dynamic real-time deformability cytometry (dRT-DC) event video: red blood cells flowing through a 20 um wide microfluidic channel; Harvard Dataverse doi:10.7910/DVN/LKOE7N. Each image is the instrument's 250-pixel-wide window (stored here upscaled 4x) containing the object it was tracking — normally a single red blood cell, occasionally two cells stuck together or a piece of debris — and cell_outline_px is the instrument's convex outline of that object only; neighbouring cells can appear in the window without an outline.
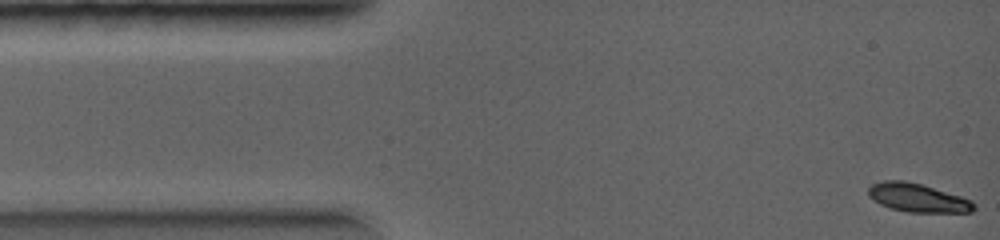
{"species": "common noctule bat (a hibernating species)", "species_latin": "Nyctalus noctula", "temperature_condition": "warm", "stored_images_in_passage": 16, "camera_frame_rate_fps": 5000, "um_per_image_px": 0.085, "animal": {"sex": "female", "body_mass_g": 19.0, "forearm_length_mm": 56.7}, "frame": {"image": 1, "passage_image": 1, "time_ms": 0.0, "image_size_px": [1000, 240], "cell_outline_px": [[976, 208], [972, 212], [908, 212], [888, 208], [880, 204], [868, 196], [868, 188], [872, 184], [884, 180], [904, 180], [920, 184], [960, 196], [972, 200], [976, 204]], "centroid_in_image_um": [77.99, 16.82], "position_along_channel_um": 7.0, "area_um2": 17.57}}
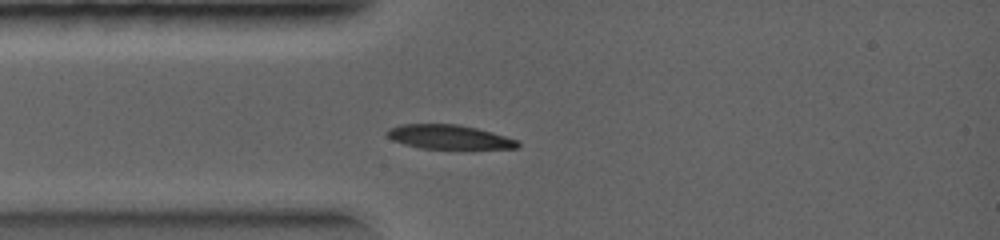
{"frame": {"image": 2, "passage_image": 6, "time_ms": 2.0, "image_size_px": [1000, 240], "cell_outline_px": [[520, 148], [420, 148], [404, 144], [392, 140], [388, 136], [388, 128], [400, 124], [460, 124], [492, 132], [516, 140], [520, 144]], "centroid_in_image_um": [38.14, 11.63], "position_along_channel_um": 46.9, "area_um2": 18.15}}
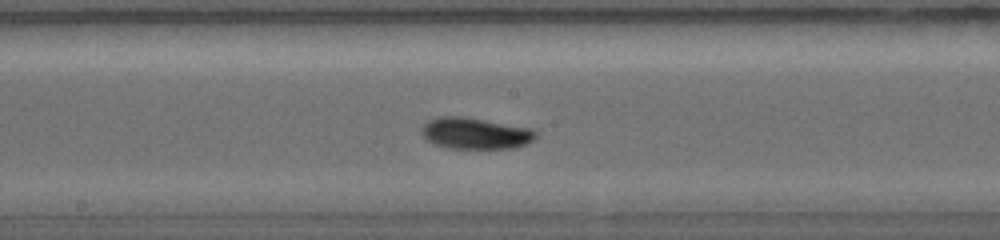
{"frame": {"image": 3, "passage_image": 13, "time_ms": 4.6, "image_size_px": [1000, 240], "cell_outline_px": [[536, 136], [532, 140], [524, 144], [512, 148], [448, 148], [436, 144], [428, 140], [420, 132], [420, 128], [428, 120], [436, 116], [464, 116], [532, 128], [536, 132]], "centroid_in_image_um": [40.37, 11.31], "position_along_channel_um": 207.8, "area_um2": 20.87}}